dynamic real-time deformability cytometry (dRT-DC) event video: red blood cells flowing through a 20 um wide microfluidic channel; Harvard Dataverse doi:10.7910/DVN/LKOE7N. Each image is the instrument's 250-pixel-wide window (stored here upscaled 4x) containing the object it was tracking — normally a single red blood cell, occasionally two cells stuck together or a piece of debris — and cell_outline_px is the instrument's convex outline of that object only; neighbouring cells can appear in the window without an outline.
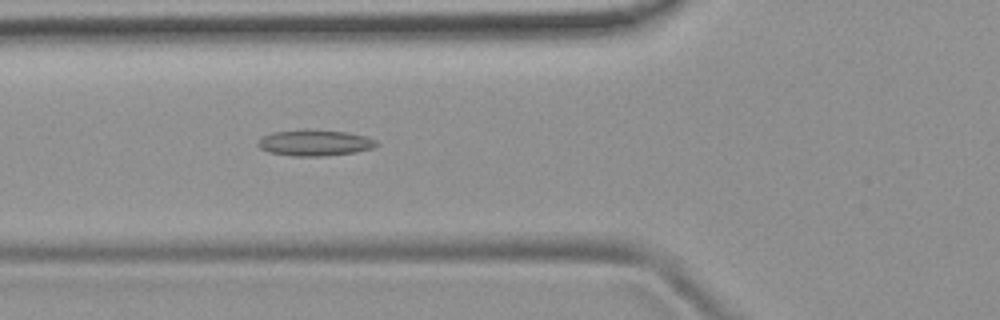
{"species": "common noctule bat (a hibernating species)", "species_latin": "Nyctalus noctula", "temperature_condition": "room temperature", "stored_images_in_passage": 50, "camera_frame_rate_fps": 3000, "um_per_image_px": 0.085, "animal": {"sex": "female", "body_mass_g": 19.9}, "frame": {"image": 1, "passage_image": 20, "time_ms": 6.333, "image_size_px": [1000, 320], "cell_outline_px": [[380, 144], [372, 148], [356, 152], [324, 156], [292, 156], [268, 152], [260, 148], [256, 144], [264, 136], [272, 132], [348, 132], [364, 136], [376, 140]], "centroid_in_image_um": [26.79, 12.19], "position_along_channel_um": 99.0, "area_um2": 17.17}}
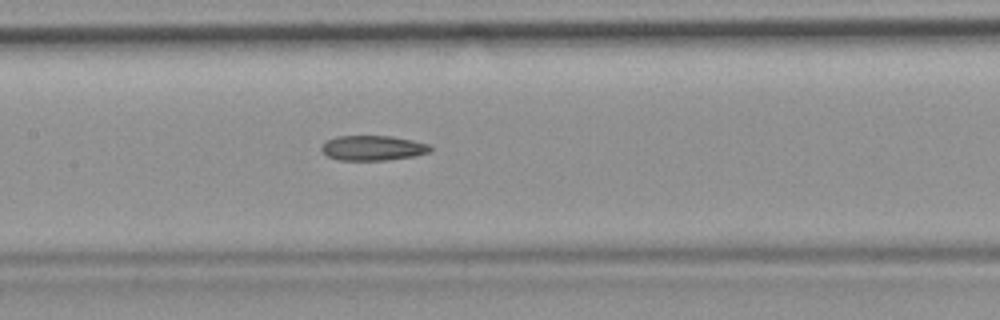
{"frame": {"image": 2, "passage_image": 26, "time_ms": 8.333, "image_size_px": [1000, 320], "cell_outline_px": [[432, 152], [416, 156], [388, 160], [340, 160], [328, 156], [320, 148], [328, 140], [336, 136], [392, 136], [432, 144]], "centroid_in_image_um": [31.78, 12.58], "position_along_channel_um": 175.6, "area_um2": 15.95}}
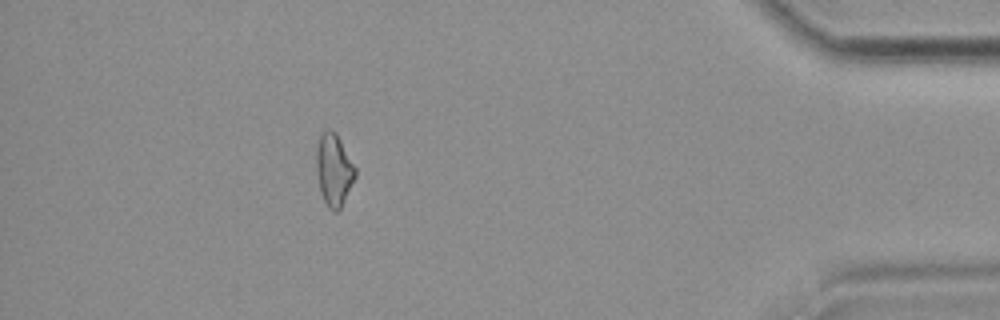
{"frame": {"image": 3, "passage_image": 48, "time_ms": 15.667, "image_size_px": [1000, 320], "cell_outline_px": [[356, 176], [340, 208], [336, 212], [332, 212], [328, 208], [320, 192], [316, 172], [316, 148], [320, 136], [328, 128], [332, 128], [336, 132], [356, 168]], "centroid_in_image_um": [28.37, 14.42], "position_along_channel_um": 406.8, "area_um2": 16.42}}